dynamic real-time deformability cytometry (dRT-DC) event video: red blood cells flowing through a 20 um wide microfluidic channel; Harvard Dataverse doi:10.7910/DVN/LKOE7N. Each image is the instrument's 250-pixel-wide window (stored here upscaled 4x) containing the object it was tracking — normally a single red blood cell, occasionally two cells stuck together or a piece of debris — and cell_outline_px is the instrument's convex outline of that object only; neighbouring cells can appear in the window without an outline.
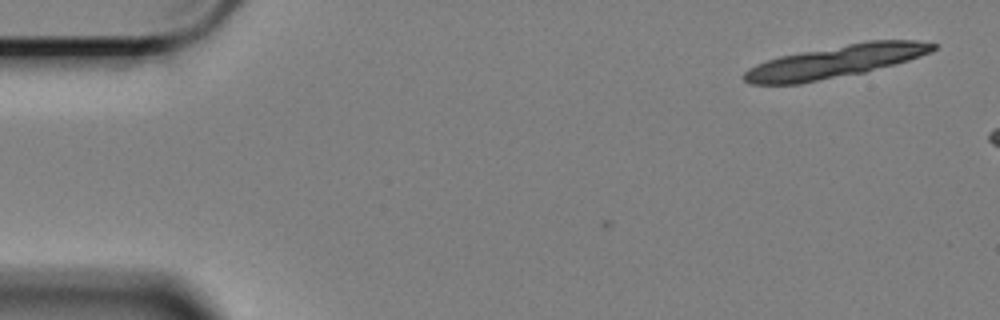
{"species": "Egyptian fruit bat (a non-hibernating species)", "species_latin": "Rousettus aegyptiacus", "temperature_condition": "cold", "stored_images_in_passage": 9, "camera_frame_rate_fps": 3000, "um_per_image_px": 0.085, "animal": {"sex": "female"}, "frame": {"image": 1, "passage_image": 9, "time_ms": 2.667, "image_size_px": [1000, 320], "cell_outline_px": [[940, 44], [932, 52], [908, 60], [864, 72], [800, 84], [748, 84], [740, 76], [748, 68], [756, 64], [780, 56], [800, 52], [868, 40], [916, 40]], "centroid_in_image_um": [71.0, 5.23], "position_along_channel_um": 14.0, "area_um2": 35.78}}